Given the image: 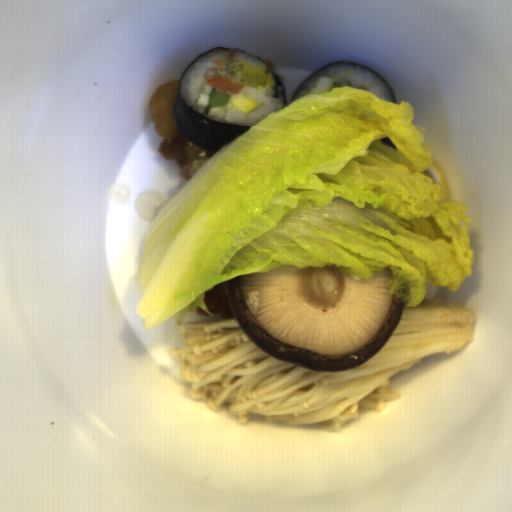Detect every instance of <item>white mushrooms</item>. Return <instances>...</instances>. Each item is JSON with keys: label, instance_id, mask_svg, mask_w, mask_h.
<instances>
[{"label": "white mushrooms", "instance_id": "1e6be865", "mask_svg": "<svg viewBox=\"0 0 512 512\" xmlns=\"http://www.w3.org/2000/svg\"><path fill=\"white\" fill-rule=\"evenodd\" d=\"M227 280L204 291V302L211 313L221 314L222 319H236L227 299Z\"/></svg>", "mask_w": 512, "mask_h": 512}]
</instances>
